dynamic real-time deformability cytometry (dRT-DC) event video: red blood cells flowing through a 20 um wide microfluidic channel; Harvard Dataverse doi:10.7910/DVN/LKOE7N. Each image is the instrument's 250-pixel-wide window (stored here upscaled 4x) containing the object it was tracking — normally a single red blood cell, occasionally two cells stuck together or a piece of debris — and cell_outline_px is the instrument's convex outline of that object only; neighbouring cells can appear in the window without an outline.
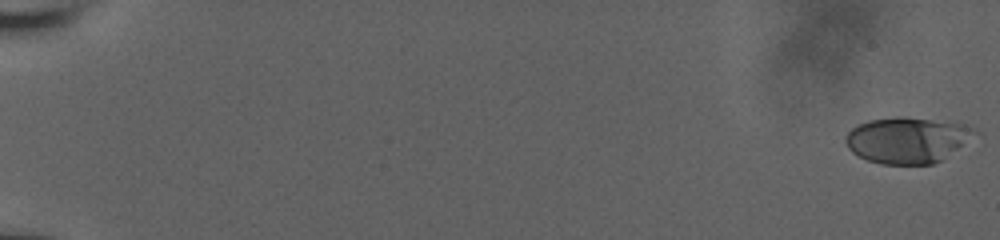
{"species": "human", "species_latin": "Homo sapiens", "temperature_condition": "room temperature", "stored_images_in_passage": 58, "camera_frame_rate_fps": 3000, "um_per_image_px": 0.085, "donor": {"sex": "male"}, "frame": {"image": 1, "passage_image": 1, "time_ms": 0.0, "image_size_px": [1000, 240], "cell_outline_px": [[980, 132], [940, 160], [932, 164], [880, 164], [868, 160], [852, 152], [848, 148], [844, 140], [844, 136], [852, 128], [868, 120], [896, 116], [900, 116], [964, 124]], "centroid_in_image_um": [77.08, 11.89], "position_along_channel_um": 7.9, "area_um2": 34.28}}
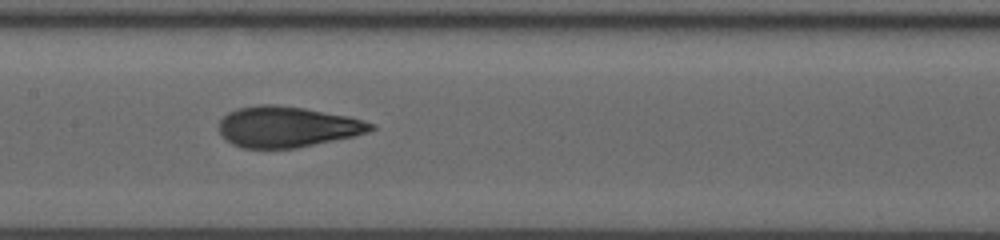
{"frame": {"image": 2, "passage_image": 32, "time_ms": 10.333, "image_size_px": [1000, 240], "cell_outline_px": [[376, 128], [368, 132], [352, 136], [296, 148], [240, 148], [224, 140], [220, 132], [220, 120], [228, 112], [240, 108], [260, 104], [272, 104], [304, 108], [348, 116], [364, 120], [376, 124]], "centroid_in_image_um": [24.41, 10.78], "position_along_channel_um": 183.0, "area_um2": 36.01}}
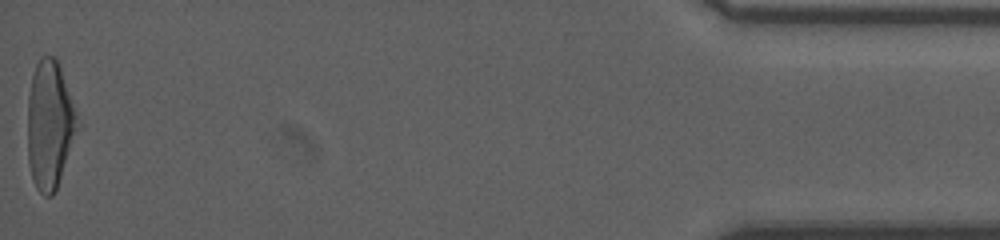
{"frame": {"image": 3, "passage_image": 58, "time_ms": 19.0, "image_size_px": [1000, 240], "cell_outline_px": [[76, 128], [56, 188], [52, 196], [44, 196], [36, 188], [28, 164], [28, 96], [32, 76], [36, 64], [40, 56], [52, 56], [56, 60], [60, 68], [76, 116]], "centroid_in_image_um": [4.15, 10.6], "position_along_channel_um": 431.0, "area_um2": 35.72}, "authors_computed_cell_mechanics": {"area_um2": 35.2869, "velocity_mm_per_s": 3.846, "shape_relaxation_time_tau1_ms": 6.3497, "shape_relaxation_time_tau2_ms": 0.8553, "deformation_change_tau1": 0.2166, "deformation_change_tau2": 0.0711}}